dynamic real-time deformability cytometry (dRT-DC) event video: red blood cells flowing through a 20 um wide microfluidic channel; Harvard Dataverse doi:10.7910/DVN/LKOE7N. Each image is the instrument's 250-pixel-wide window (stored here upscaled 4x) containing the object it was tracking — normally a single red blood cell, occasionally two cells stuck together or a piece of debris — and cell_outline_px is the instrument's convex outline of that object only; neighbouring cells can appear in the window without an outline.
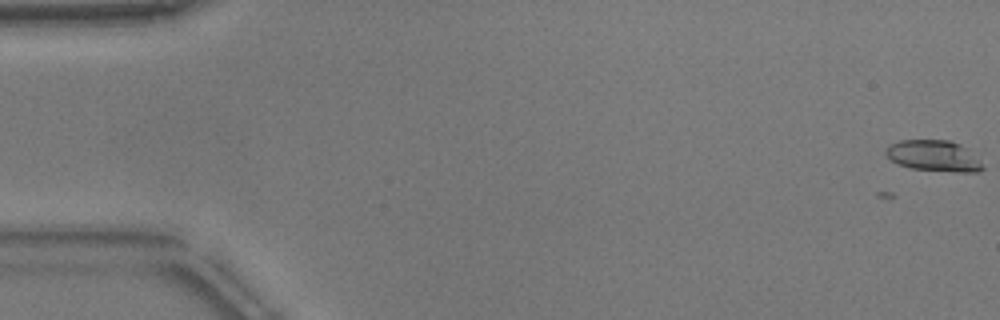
{"species": "common noctule bat (a hibernating species)", "species_latin": "Nyctalus noctula", "temperature_condition": "warm", "stored_images_in_passage": 3, "camera_frame_rate_fps": 3000, "um_per_image_px": 0.085, "animal": {"sex": "male", "body_mass_g": 17.9}, "frame": {"image": 1, "passage_image": 3, "time_ms": 0.667, "image_size_px": [1000, 320], "cell_outline_px": [[984, 168], [976, 172], [964, 172], [912, 168], [900, 164], [892, 160], [884, 152], [888, 144], [900, 140], [948, 140], [960, 144], [968, 148]], "centroid_in_image_um": [79.35, 13.22], "position_along_channel_um": 5.7, "area_um2": 17.22}}